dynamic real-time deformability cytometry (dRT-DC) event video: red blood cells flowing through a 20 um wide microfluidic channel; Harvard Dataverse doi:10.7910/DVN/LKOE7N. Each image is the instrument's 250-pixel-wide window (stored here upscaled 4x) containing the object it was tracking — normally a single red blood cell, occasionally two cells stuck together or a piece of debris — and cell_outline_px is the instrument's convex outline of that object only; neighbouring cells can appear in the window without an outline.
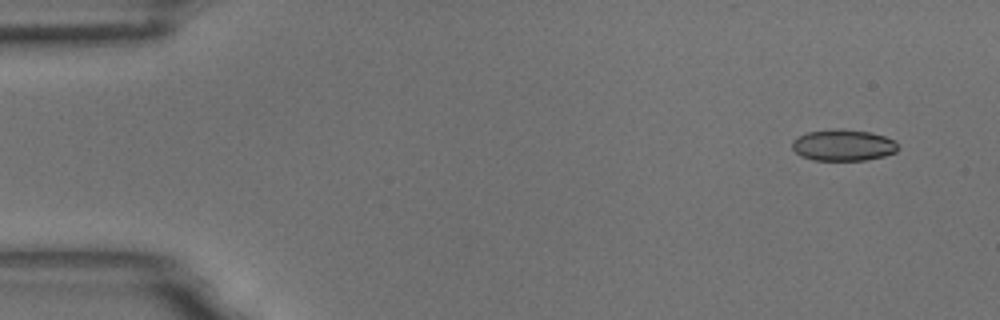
{"species": "common noctule bat (a hibernating species)", "species_latin": "Nyctalus noctula", "temperature_condition": "room temperature", "stored_images_in_passage": 4, "camera_frame_rate_fps": 3000, "um_per_image_px": 0.085, "animal": {"sex": "male", "body_mass_g": 18.8}, "frame": {"image": 1, "passage_image": 1, "time_ms": 0.0, "image_size_px": [1000, 320], "cell_outline_px": [[900, 148], [896, 152], [884, 156], [864, 160], [812, 160], [800, 156], [792, 148], [792, 140], [796, 136], [808, 132], [836, 128], [840, 128], [872, 132], [896, 140]], "centroid_in_image_um": [71.68, 12.33], "position_along_channel_um": 13.3, "area_um2": 19.71}}